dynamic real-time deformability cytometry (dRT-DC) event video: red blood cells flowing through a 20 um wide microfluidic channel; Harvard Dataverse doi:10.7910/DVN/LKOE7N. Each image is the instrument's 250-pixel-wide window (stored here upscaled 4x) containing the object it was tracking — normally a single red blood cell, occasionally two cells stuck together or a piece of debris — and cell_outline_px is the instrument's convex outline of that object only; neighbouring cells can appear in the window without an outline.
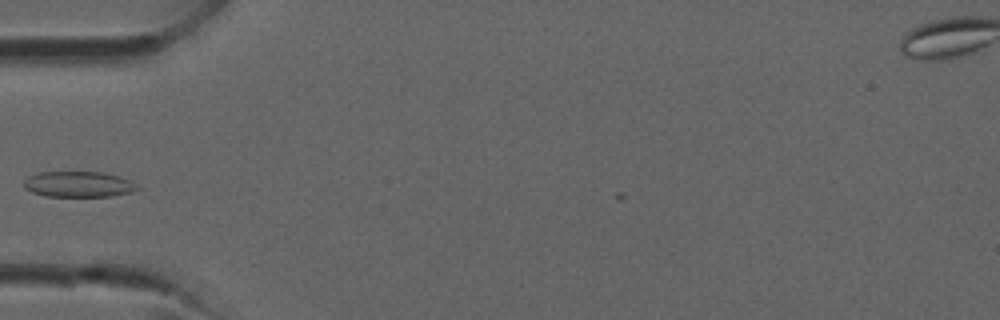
{"species": "common noctule bat (a hibernating species)", "species_latin": "Nyctalus noctula", "temperature_condition": "room temperature", "stored_images_in_passage": 24, "camera_frame_rate_fps": 3000, "um_per_image_px": 0.085, "animal": {"sex": "male", "forearm_length_mm": 52.5}, "frame": {"image": 1, "passage_image": 1, "time_ms": 0.0, "image_size_px": [1000, 320], "cell_outline_px": [[140, 188], [132, 192], [108, 196], [48, 196], [32, 192], [24, 188], [24, 180], [28, 176], [40, 172], [104, 172], [120, 176], [136, 184]], "centroid_in_image_um": [6.67, 15.65], "position_along_channel_um": 78.3, "area_um2": 16.94}}
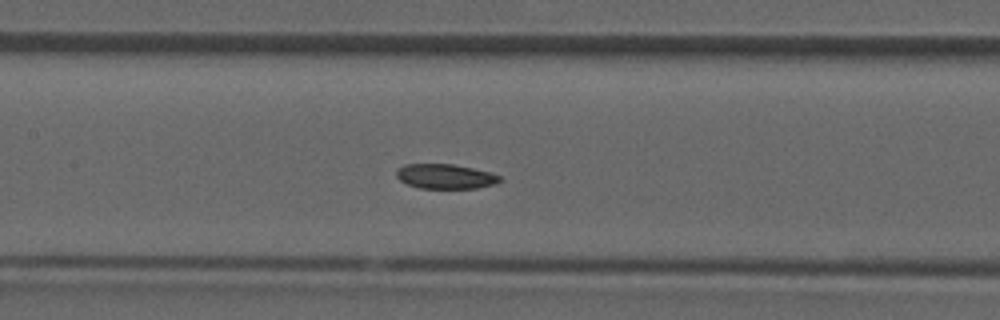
{"frame": {"image": 2, "passage_image": 6, "time_ms": 1.667, "image_size_px": [1000, 320], "cell_outline_px": [[504, 180], [496, 184], [476, 188], [420, 188], [408, 184], [400, 180], [396, 176], [396, 168], [404, 164], [452, 164], [472, 168], [504, 176]], "centroid_in_image_um": [37.88, 14.99], "position_along_channel_um": 169.5, "area_um2": 15.03}}
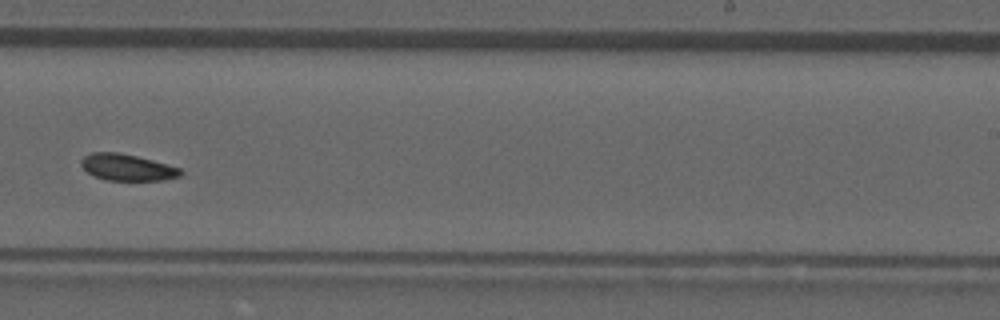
{"frame": {"image": 3, "passage_image": 12, "time_ms": 3.667, "image_size_px": [1000, 320], "cell_outline_px": [[184, 172], [180, 176], [164, 180], [108, 180], [92, 176], [80, 164], [80, 160], [84, 156], [92, 152], [120, 152], [152, 160], [180, 168]], "centroid_in_image_um": [10.8, 14.22], "position_along_channel_um": 278.2, "area_um2": 15.37}}